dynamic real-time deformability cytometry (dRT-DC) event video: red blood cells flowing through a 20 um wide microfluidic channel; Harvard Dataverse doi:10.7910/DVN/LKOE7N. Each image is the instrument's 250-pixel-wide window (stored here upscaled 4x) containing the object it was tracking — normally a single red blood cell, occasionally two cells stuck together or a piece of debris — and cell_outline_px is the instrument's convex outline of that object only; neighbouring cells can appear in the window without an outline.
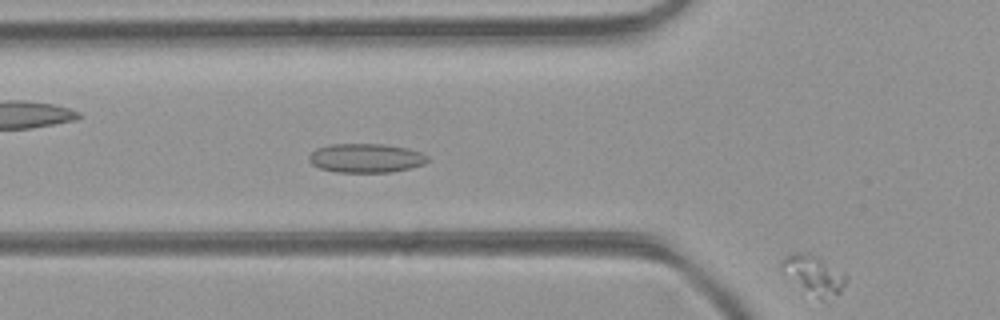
{"species": "common noctule bat (a hibernating species)", "species_latin": "Nyctalus noctula", "temperature_condition": "room temperature", "stored_images_in_passage": 11, "camera_frame_rate_fps": 3000, "um_per_image_px": 0.085, "animal": {"sex": "female", "body_mass_g": 21.9}, "frame": {"image": 1, "passage_image": 11, "time_ms": 3.333, "image_size_px": [1000, 320], "cell_outline_px": [[848, 280], [840, 292], [820, 296], [816, 296], [780, 272], [780, 260], [784, 256], [792, 252], [800, 252], [812, 256], [844, 272], [848, 276]], "centroid_in_image_um": [69.1, 23.28], "position_along_channel_um": 56.7, "area_um2": 13.76}}